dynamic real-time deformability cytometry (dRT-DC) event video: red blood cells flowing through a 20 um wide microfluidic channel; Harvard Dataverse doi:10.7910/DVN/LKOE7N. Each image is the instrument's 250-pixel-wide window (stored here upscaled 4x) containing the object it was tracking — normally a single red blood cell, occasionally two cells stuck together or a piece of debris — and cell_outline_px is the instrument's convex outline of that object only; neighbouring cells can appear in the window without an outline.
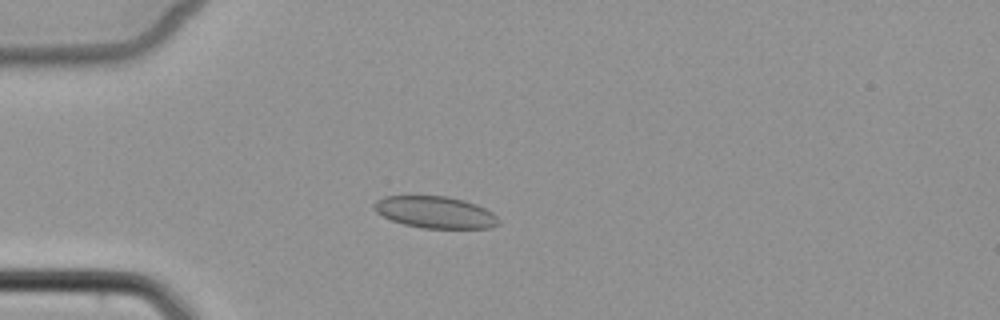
{"species": "common noctule bat (a hibernating species)", "species_latin": "Nyctalus noctula", "temperature_condition": "cold", "stored_images_in_passage": 4, "camera_frame_rate_fps": 3000, "um_per_image_px": 0.085, "animal": {"sex": "female", "body_mass_g": 22.7, "forearm_length_mm": 54.2}, "frame": {"image": 1, "passage_image": 4, "time_ms": 3.333, "image_size_px": [1000, 320], "cell_outline_px": [[500, 224], [492, 228], [424, 228], [404, 224], [392, 220], [376, 212], [372, 208], [372, 204], [376, 200], [384, 196], [448, 196], [464, 200], [476, 204], [492, 212], [500, 220]], "centroid_in_image_um": [37.0, 18.04], "position_along_channel_um": 48.0, "area_um2": 23.18}}